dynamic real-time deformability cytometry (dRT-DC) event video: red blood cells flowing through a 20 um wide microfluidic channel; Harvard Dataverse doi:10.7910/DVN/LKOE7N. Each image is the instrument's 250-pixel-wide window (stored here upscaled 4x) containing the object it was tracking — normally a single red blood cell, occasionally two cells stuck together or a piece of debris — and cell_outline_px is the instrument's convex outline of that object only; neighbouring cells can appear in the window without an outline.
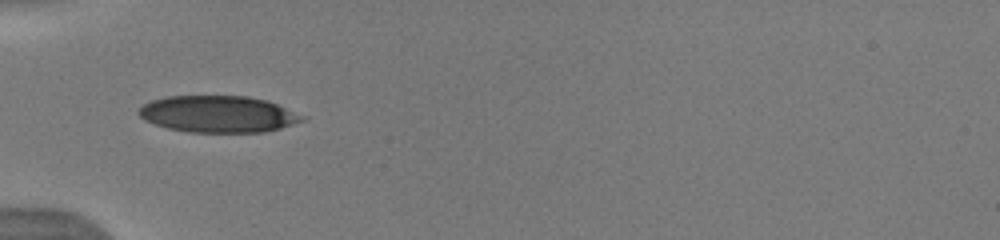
{"species": "human", "species_latin": "Homo sapiens", "temperature_condition": "warm", "stored_images_in_passage": 2, "camera_frame_rate_fps": 3000, "um_per_image_px": 0.085, "donor": {"sex": "male"}, "frame": {"image": 1, "passage_image": 1, "time_ms": 0.0, "image_size_px": [1000, 240], "cell_outline_px": [[308, 116], [304, 120], [280, 128], [264, 132], [188, 132], [168, 128], [144, 120], [136, 112], [144, 104], [152, 100], [168, 96], [248, 96], [264, 100], [276, 104]], "centroid_in_image_um": [18.55, 9.7], "position_along_channel_um": 66.5, "area_um2": 34.85}}